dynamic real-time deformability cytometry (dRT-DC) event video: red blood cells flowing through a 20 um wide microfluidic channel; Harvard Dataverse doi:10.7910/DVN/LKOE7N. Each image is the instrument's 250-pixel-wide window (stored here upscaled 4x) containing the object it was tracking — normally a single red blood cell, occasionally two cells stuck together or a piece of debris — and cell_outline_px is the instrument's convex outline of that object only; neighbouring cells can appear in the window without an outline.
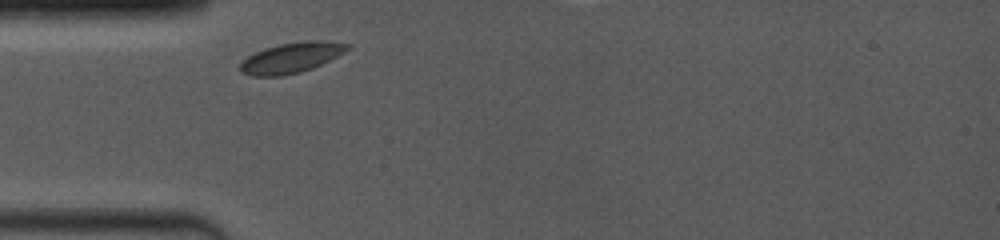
{"species": "common noctule bat (a hibernating species)", "species_latin": "Nyctalus noctula", "temperature_condition": "room temperature", "stored_images_in_passage": 25, "camera_frame_rate_fps": 4000, "um_per_image_px": 0.085, "animal": {"sex": "female", "body_mass_g": 19.0, "forearm_length_mm": 53.3}, "frame": {"image": 1, "passage_image": 1, "time_ms": 0.0, "image_size_px": [1000, 240], "cell_outline_px": [[352, 48], [312, 68], [300, 72], [280, 76], [252, 76], [240, 72], [240, 64], [248, 56], [264, 48], [280, 44], [304, 40], [324, 40], [352, 44]], "centroid_in_image_um": [24.78, 4.89], "position_along_channel_um": 60.2, "area_um2": 18.96}}
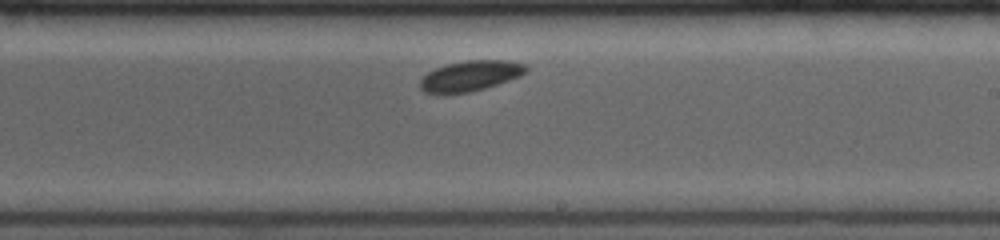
{"frame": {"image": 2, "passage_image": 10, "time_ms": 5.0, "image_size_px": [1000, 240], "cell_outline_px": [[528, 68], [520, 76], [484, 88], [468, 92], [424, 92], [420, 88], [420, 80], [428, 72], [436, 68], [448, 64], [464, 60], [504, 60], [524, 64]], "centroid_in_image_um": [39.98, 6.42], "position_along_channel_um": 249.0, "area_um2": 18.21}}
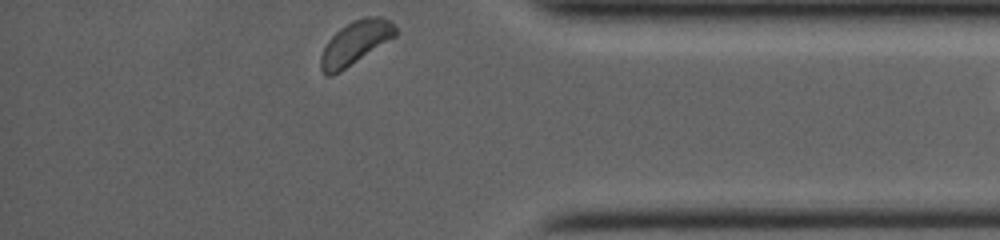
{"frame": {"image": 3, "passage_image": 25, "time_ms": 9.25, "image_size_px": [1000, 240], "cell_outline_px": [[396, 36], [340, 72], [332, 76], [324, 76], [320, 68], [320, 56], [328, 40], [340, 28], [352, 20], [364, 16], [380, 16], [392, 20], [396, 28]], "centroid_in_image_um": [30.2, 3.63], "position_along_channel_um": 405.0, "area_um2": 19.13}, "authors_computed_cell_mechanics": {"area_um2": 18.6116, "velocity_mm_per_s": 3.8577, "shape_relaxation_time_tau1_ms": 0.3503, "shape_relaxation_time_tau2_ms": null, "deformation_change_tau1": 0.0232, "deformation_change_tau2": null}}